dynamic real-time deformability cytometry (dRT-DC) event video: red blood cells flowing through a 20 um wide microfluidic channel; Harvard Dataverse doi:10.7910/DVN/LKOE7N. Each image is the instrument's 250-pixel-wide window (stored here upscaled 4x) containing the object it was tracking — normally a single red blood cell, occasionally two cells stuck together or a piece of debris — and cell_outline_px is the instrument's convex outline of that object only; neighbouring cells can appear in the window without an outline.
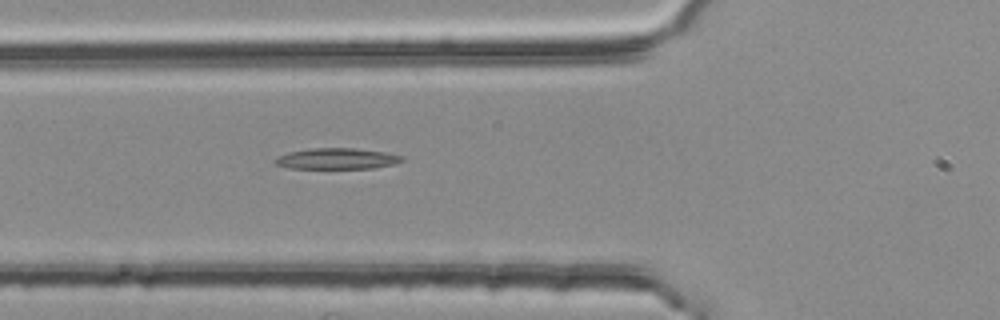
{"species": "common noctule bat (a hibernating species)", "species_latin": "Nyctalus noctula", "temperature_condition": "room temperature", "stored_images_in_passage": 52, "segment_of_instrument_passage": [2, 3], "camera_frame_rate_fps": 3000, "um_per_image_px": 0.085, "animal": {"sex": "female", "body_mass_g": 25.1}, "frame": {"image": 1, "passage_image": 16, "time_ms": 5.0, "image_size_px": [1000, 320], "cell_outline_px": [[408, 160], [396, 164], [372, 168], [288, 168], [276, 164], [272, 160], [288, 152], [312, 148], [356, 148], [384, 152], [404, 156]], "centroid_in_image_um": [28.7, 13.48], "position_along_channel_um": 97.1, "area_um2": 15.61}}
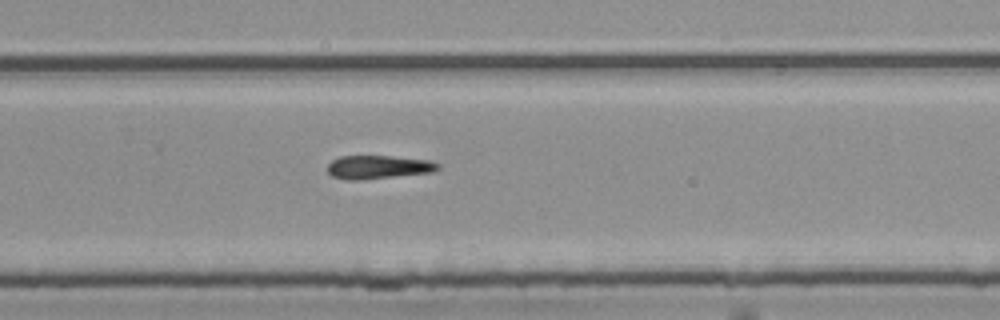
{"frame": {"image": 2, "passage_image": 32, "time_ms": 10.333, "image_size_px": [1000, 320], "cell_outline_px": [[440, 168], [432, 172], [356, 180], [348, 180], [332, 176], [328, 172], [328, 164], [332, 160], [340, 156], [392, 156], [428, 160], [440, 164]], "centroid_in_image_um": [32.14, 14.19], "position_along_channel_um": 297.7, "area_um2": 14.91}}
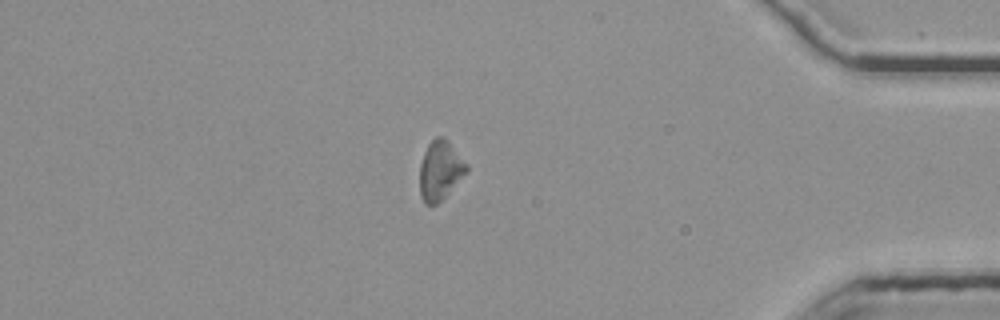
{"frame": {"image": 3, "passage_image": 43, "time_ms": 14.0, "image_size_px": [1000, 320], "cell_outline_px": [[468, 172], [436, 204], [424, 204], [420, 196], [420, 164], [424, 152], [428, 144], [436, 136], [444, 136], [448, 140], [468, 164]], "centroid_in_image_um": [37.42, 14.45], "position_along_channel_um": 397.8, "area_um2": 16.18}}